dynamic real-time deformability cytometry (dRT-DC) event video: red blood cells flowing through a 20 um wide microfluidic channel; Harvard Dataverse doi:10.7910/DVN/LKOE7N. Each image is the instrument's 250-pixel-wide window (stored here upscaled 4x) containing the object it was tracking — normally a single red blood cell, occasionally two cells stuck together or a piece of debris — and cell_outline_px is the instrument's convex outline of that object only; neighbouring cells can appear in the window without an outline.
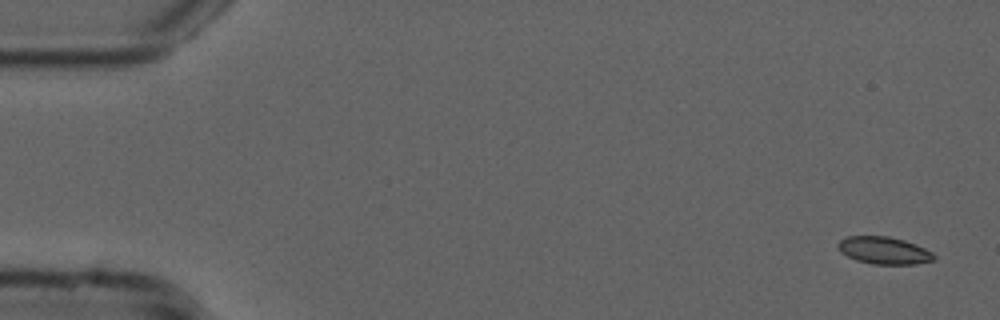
{"species": "common noctule bat (a hibernating species)", "species_latin": "Nyctalus noctula", "temperature_condition": "cold", "stored_images_in_passage": 53, "camera_frame_rate_fps": 3000, "um_per_image_px": 0.085, "animal": {"sex": "male", "forearm_length_mm": 52.5}, "frame": {"image": 1, "passage_image": 1, "time_ms": 0.0, "image_size_px": [1000, 320], "cell_outline_px": [[936, 260], [916, 264], [872, 264], [856, 260], [840, 252], [836, 244], [840, 240], [848, 236], [888, 236], [904, 240], [916, 244], [932, 252], [936, 256]], "centroid_in_image_um": [75.15, 21.29], "position_along_channel_um": 9.9, "area_um2": 15.37}}
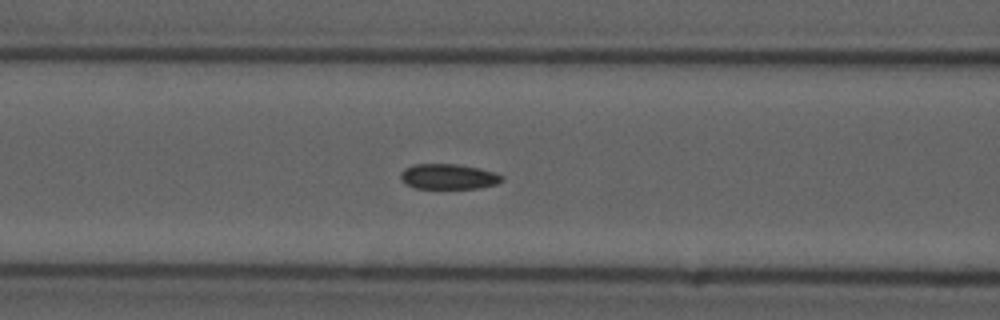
{"frame": {"image": 2, "passage_image": 21, "time_ms": 6.667, "image_size_px": [1000, 320], "cell_outline_px": [[504, 180], [496, 184], [480, 188], [416, 188], [404, 184], [400, 176], [400, 172], [404, 168], [412, 164], [456, 164], [480, 168], [496, 172], [504, 176]], "centroid_in_image_um": [38.12, 15.0], "position_along_channel_um": 128.5, "area_um2": 15.14}}
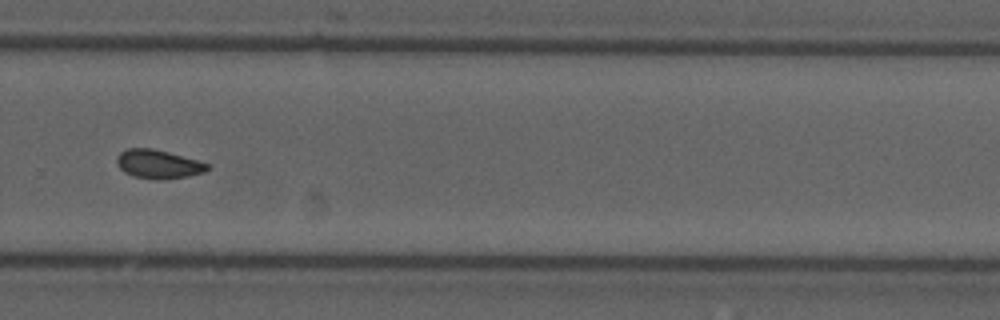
{"frame": {"image": 3, "passage_image": 36, "time_ms": 11.667, "image_size_px": [1000, 320], "cell_outline_px": [[212, 168], [204, 172], [188, 176], [156, 180], [132, 176], [124, 172], [116, 164], [116, 156], [120, 152], [128, 148], [152, 148], [168, 152], [196, 160], [208, 164]], "centroid_in_image_um": [13.42, 13.95], "position_along_channel_um": 316.4, "area_um2": 15.2}, "authors_computed_cell_mechanics": {"area_um2": 15.2014, "velocity_mm_per_s": 3.7706, "shape_relaxation_time_tau1_ms": 8.5216, "shape_relaxation_time_tau2_ms": 2.3414, "deformation_change_tau1": 0.1175, "deformation_change_tau2": 0.0392}}